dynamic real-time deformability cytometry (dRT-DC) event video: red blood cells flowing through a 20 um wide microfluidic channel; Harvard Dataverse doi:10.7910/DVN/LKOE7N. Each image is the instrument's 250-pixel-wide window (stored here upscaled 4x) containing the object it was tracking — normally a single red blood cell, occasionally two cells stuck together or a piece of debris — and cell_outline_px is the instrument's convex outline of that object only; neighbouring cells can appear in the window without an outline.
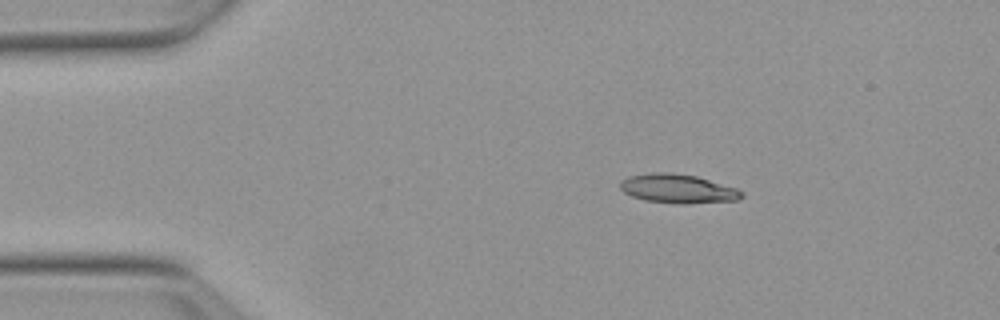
{"species": "Egyptian fruit bat (a non-hibernating species)", "species_latin": "Rousettus aegyptiacus", "temperature_condition": "warm", "stored_images_in_passage": 45, "camera_frame_rate_fps": 3000, "um_per_image_px": 0.085, "animal": {"sex": "female"}, "frame": {"image": 1, "passage_image": 1, "time_ms": 0.0, "image_size_px": [1000, 320], "cell_outline_px": [[744, 196], [736, 200], [684, 204], [676, 204], [644, 200], [632, 196], [624, 192], [620, 188], [620, 180], [628, 176], [652, 172], [668, 172], [696, 176], [736, 188], [744, 192]], "centroid_in_image_um": [57.59, 16.04], "position_along_channel_um": 27.4, "area_um2": 20.58}}
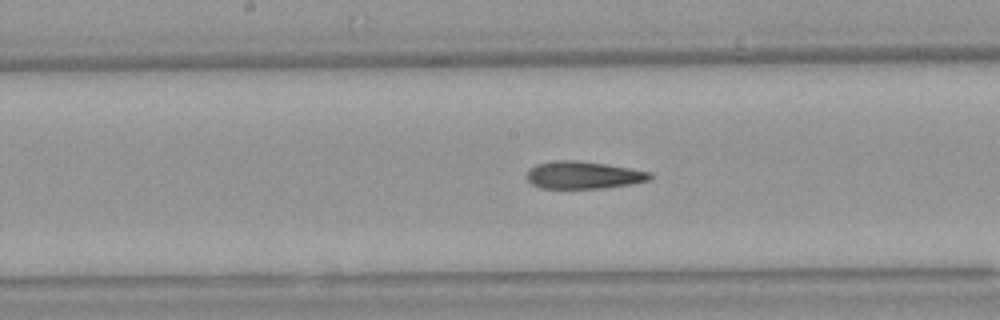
{"frame": {"image": 2, "passage_image": 19, "time_ms": 6.0, "image_size_px": [1000, 320], "cell_outline_px": [[652, 180], [632, 184], [604, 188], [540, 188], [532, 184], [524, 176], [528, 168], [536, 164], [560, 160], [576, 160], [604, 164], [652, 172]], "centroid_in_image_um": [49.57, 14.89], "position_along_channel_um": 198.6, "area_um2": 19.83}}
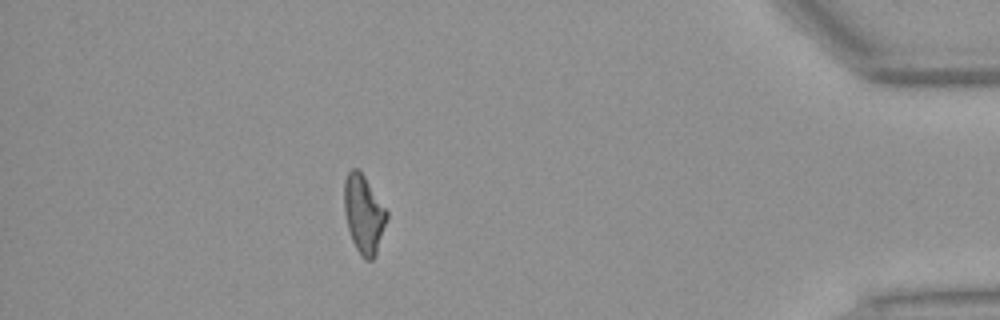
{"frame": {"image": 3, "passage_image": 39, "time_ms": 12.667, "image_size_px": [1000, 320], "cell_outline_px": [[388, 216], [376, 256], [372, 260], [364, 260], [360, 256], [352, 240], [348, 228], [344, 212], [344, 180], [348, 172], [352, 168], [356, 168], [364, 176], [388, 212]], "centroid_in_image_um": [30.91, 18.23], "position_along_channel_um": 404.3, "area_um2": 19.42}, "authors_computed_cell_mechanics": {"area_um2": 19.9988, "velocity_mm_per_s": 3.8327, "shape_relaxation_time_tau1_ms": null, "shape_relaxation_time_tau2_ms": 3.4581, "deformation_change_tau1": null, "deformation_change_tau2": 0.1314}}